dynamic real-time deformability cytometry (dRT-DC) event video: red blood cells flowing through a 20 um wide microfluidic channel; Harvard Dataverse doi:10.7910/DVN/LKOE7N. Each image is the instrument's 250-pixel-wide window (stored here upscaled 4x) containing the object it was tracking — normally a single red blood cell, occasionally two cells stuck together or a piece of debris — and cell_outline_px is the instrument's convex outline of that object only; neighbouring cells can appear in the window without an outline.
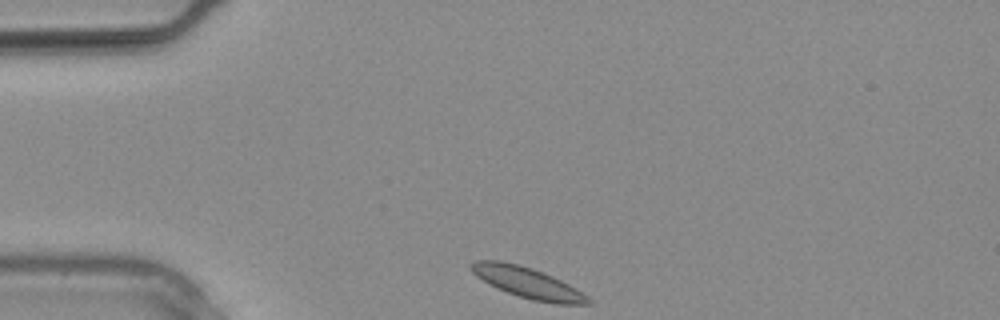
{"species": "common noctule bat (a hibernating species)", "species_latin": "Nyctalus noctula", "temperature_condition": "warm", "stored_images_in_passage": 5, "camera_frame_rate_fps": 3000, "um_per_image_px": 0.085, "animal": {"sex": "male", "body_mass_g": 20.4}, "frame": {"image": 1, "passage_image": 1, "time_ms": 0.0, "image_size_px": [1000, 320], "cell_outline_px": [[592, 304], [556, 304], [532, 300], [496, 288], [488, 284], [476, 276], [468, 268], [476, 260], [500, 260], [532, 268], [552, 276], [576, 288], [588, 296], [592, 300]], "centroid_in_image_um": [44.85, 24.03], "position_along_channel_um": 40.2, "area_um2": 20.92}}
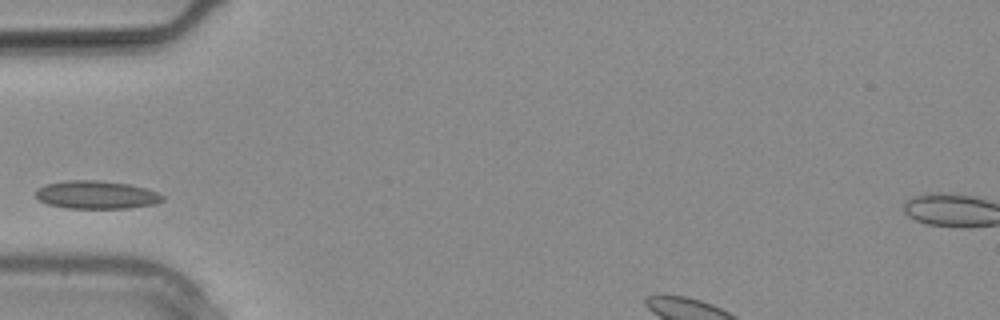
{"frame": {"image": 2, "passage_image": 4, "time_ms": 1.0, "image_size_px": [1000, 320], "cell_outline_px": [[164, 200], [156, 204], [128, 208], [68, 208], [48, 204], [40, 200], [36, 196], [36, 188], [44, 184], [68, 180], [100, 180], [128, 184], [144, 188], [156, 192], [164, 196]], "centroid_in_image_um": [8.18, 16.55], "position_along_channel_um": 76.8, "area_um2": 20.75}}